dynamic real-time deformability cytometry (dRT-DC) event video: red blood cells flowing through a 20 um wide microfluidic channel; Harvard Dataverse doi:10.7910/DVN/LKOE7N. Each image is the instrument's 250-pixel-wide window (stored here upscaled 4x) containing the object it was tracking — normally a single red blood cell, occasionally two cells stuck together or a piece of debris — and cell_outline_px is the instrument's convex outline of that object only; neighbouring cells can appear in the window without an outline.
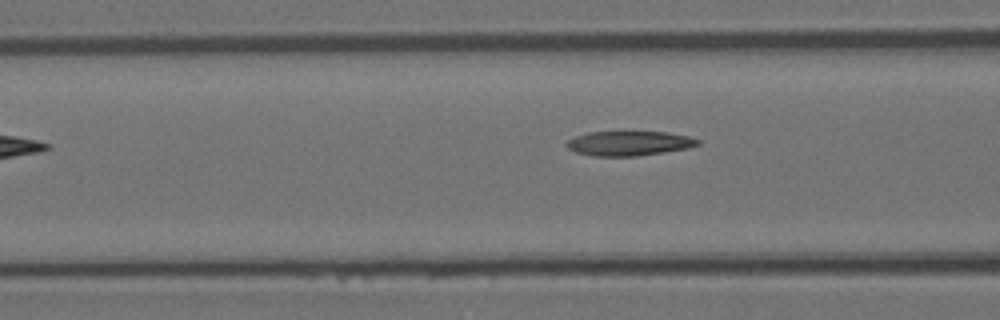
{"species": "Egyptian fruit bat (a non-hibernating species)", "species_latin": "Rousettus aegyptiacus", "temperature_condition": "room temperature", "stored_images_in_passage": 4, "camera_frame_rate_fps": 3000, "um_per_image_px": 0.085, "animal": {"sex": "female"}, "frame": {"image": 1, "passage_image": 4, "time_ms": 3.667, "image_size_px": [1000, 320], "cell_outline_px": [[700, 144], [688, 148], [664, 152], [636, 156], [592, 156], [576, 152], [568, 148], [564, 144], [568, 140], [576, 136], [588, 132], [668, 132], [688, 136], [700, 140]], "centroid_in_image_um": [53.46, 12.18], "position_along_channel_um": 113.1, "area_um2": 18.79}}